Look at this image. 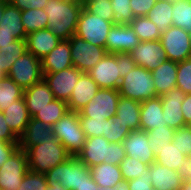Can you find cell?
Here are the masks:
<instances>
[{
	"mask_svg": "<svg viewBox=\"0 0 191 190\" xmlns=\"http://www.w3.org/2000/svg\"><path fill=\"white\" fill-rule=\"evenodd\" d=\"M114 24L96 14H90L84 8L81 11L75 35L83 40L105 48L106 38Z\"/></svg>",
	"mask_w": 191,
	"mask_h": 190,
	"instance_id": "obj_9",
	"label": "cell"
},
{
	"mask_svg": "<svg viewBox=\"0 0 191 190\" xmlns=\"http://www.w3.org/2000/svg\"><path fill=\"white\" fill-rule=\"evenodd\" d=\"M172 143L182 150L184 155L191 157V126L186 125L175 130Z\"/></svg>",
	"mask_w": 191,
	"mask_h": 190,
	"instance_id": "obj_45",
	"label": "cell"
},
{
	"mask_svg": "<svg viewBox=\"0 0 191 190\" xmlns=\"http://www.w3.org/2000/svg\"><path fill=\"white\" fill-rule=\"evenodd\" d=\"M178 172L183 176L184 180L191 182V157L184 159Z\"/></svg>",
	"mask_w": 191,
	"mask_h": 190,
	"instance_id": "obj_54",
	"label": "cell"
},
{
	"mask_svg": "<svg viewBox=\"0 0 191 190\" xmlns=\"http://www.w3.org/2000/svg\"><path fill=\"white\" fill-rule=\"evenodd\" d=\"M24 90L19 87L11 78L6 76L0 80V111L23 98Z\"/></svg>",
	"mask_w": 191,
	"mask_h": 190,
	"instance_id": "obj_37",
	"label": "cell"
},
{
	"mask_svg": "<svg viewBox=\"0 0 191 190\" xmlns=\"http://www.w3.org/2000/svg\"><path fill=\"white\" fill-rule=\"evenodd\" d=\"M126 155L151 165L155 162L154 150L148 145V134L144 130L131 131L122 142Z\"/></svg>",
	"mask_w": 191,
	"mask_h": 190,
	"instance_id": "obj_18",
	"label": "cell"
},
{
	"mask_svg": "<svg viewBox=\"0 0 191 190\" xmlns=\"http://www.w3.org/2000/svg\"><path fill=\"white\" fill-rule=\"evenodd\" d=\"M130 132L131 130L127 124H123L115 115L113 118L106 119V129L103 137L110 143H122Z\"/></svg>",
	"mask_w": 191,
	"mask_h": 190,
	"instance_id": "obj_40",
	"label": "cell"
},
{
	"mask_svg": "<svg viewBox=\"0 0 191 190\" xmlns=\"http://www.w3.org/2000/svg\"><path fill=\"white\" fill-rule=\"evenodd\" d=\"M47 190H66L60 184L49 185Z\"/></svg>",
	"mask_w": 191,
	"mask_h": 190,
	"instance_id": "obj_58",
	"label": "cell"
},
{
	"mask_svg": "<svg viewBox=\"0 0 191 190\" xmlns=\"http://www.w3.org/2000/svg\"><path fill=\"white\" fill-rule=\"evenodd\" d=\"M146 132L148 134V145L154 150V148H161L170 144L175 130L165 124L164 126L155 127Z\"/></svg>",
	"mask_w": 191,
	"mask_h": 190,
	"instance_id": "obj_41",
	"label": "cell"
},
{
	"mask_svg": "<svg viewBox=\"0 0 191 190\" xmlns=\"http://www.w3.org/2000/svg\"><path fill=\"white\" fill-rule=\"evenodd\" d=\"M80 126L86 138L103 136L106 129V120H97L90 117H79Z\"/></svg>",
	"mask_w": 191,
	"mask_h": 190,
	"instance_id": "obj_47",
	"label": "cell"
},
{
	"mask_svg": "<svg viewBox=\"0 0 191 190\" xmlns=\"http://www.w3.org/2000/svg\"><path fill=\"white\" fill-rule=\"evenodd\" d=\"M141 41L129 24H114L106 38L107 53H130Z\"/></svg>",
	"mask_w": 191,
	"mask_h": 190,
	"instance_id": "obj_16",
	"label": "cell"
},
{
	"mask_svg": "<svg viewBox=\"0 0 191 190\" xmlns=\"http://www.w3.org/2000/svg\"><path fill=\"white\" fill-rule=\"evenodd\" d=\"M166 1H168L169 3L174 4V3H177V2H180V1H183V0H166Z\"/></svg>",
	"mask_w": 191,
	"mask_h": 190,
	"instance_id": "obj_62",
	"label": "cell"
},
{
	"mask_svg": "<svg viewBox=\"0 0 191 190\" xmlns=\"http://www.w3.org/2000/svg\"><path fill=\"white\" fill-rule=\"evenodd\" d=\"M152 186L159 190H181L184 178L175 170L154 162L149 166Z\"/></svg>",
	"mask_w": 191,
	"mask_h": 190,
	"instance_id": "obj_21",
	"label": "cell"
},
{
	"mask_svg": "<svg viewBox=\"0 0 191 190\" xmlns=\"http://www.w3.org/2000/svg\"><path fill=\"white\" fill-rule=\"evenodd\" d=\"M149 166L150 165L142 162L140 159L129 156H126L119 164L123 180L126 181L140 177L143 172L148 171Z\"/></svg>",
	"mask_w": 191,
	"mask_h": 190,
	"instance_id": "obj_39",
	"label": "cell"
},
{
	"mask_svg": "<svg viewBox=\"0 0 191 190\" xmlns=\"http://www.w3.org/2000/svg\"><path fill=\"white\" fill-rule=\"evenodd\" d=\"M129 54L137 66L144 67L150 72L158 68L162 61L167 60L160 40L141 41Z\"/></svg>",
	"mask_w": 191,
	"mask_h": 190,
	"instance_id": "obj_15",
	"label": "cell"
},
{
	"mask_svg": "<svg viewBox=\"0 0 191 190\" xmlns=\"http://www.w3.org/2000/svg\"><path fill=\"white\" fill-rule=\"evenodd\" d=\"M11 0H0L2 3H10Z\"/></svg>",
	"mask_w": 191,
	"mask_h": 190,
	"instance_id": "obj_63",
	"label": "cell"
},
{
	"mask_svg": "<svg viewBox=\"0 0 191 190\" xmlns=\"http://www.w3.org/2000/svg\"><path fill=\"white\" fill-rule=\"evenodd\" d=\"M83 9V0H48L44 8L49 29L61 40H68L77 28L79 16Z\"/></svg>",
	"mask_w": 191,
	"mask_h": 190,
	"instance_id": "obj_1",
	"label": "cell"
},
{
	"mask_svg": "<svg viewBox=\"0 0 191 190\" xmlns=\"http://www.w3.org/2000/svg\"><path fill=\"white\" fill-rule=\"evenodd\" d=\"M0 140L9 143H19V138L9 128L2 111H0Z\"/></svg>",
	"mask_w": 191,
	"mask_h": 190,
	"instance_id": "obj_51",
	"label": "cell"
},
{
	"mask_svg": "<svg viewBox=\"0 0 191 190\" xmlns=\"http://www.w3.org/2000/svg\"><path fill=\"white\" fill-rule=\"evenodd\" d=\"M91 177L97 185L112 187L123 180L119 165L101 163L90 167Z\"/></svg>",
	"mask_w": 191,
	"mask_h": 190,
	"instance_id": "obj_30",
	"label": "cell"
},
{
	"mask_svg": "<svg viewBox=\"0 0 191 190\" xmlns=\"http://www.w3.org/2000/svg\"><path fill=\"white\" fill-rule=\"evenodd\" d=\"M173 26L191 31V0H183L173 4Z\"/></svg>",
	"mask_w": 191,
	"mask_h": 190,
	"instance_id": "obj_38",
	"label": "cell"
},
{
	"mask_svg": "<svg viewBox=\"0 0 191 190\" xmlns=\"http://www.w3.org/2000/svg\"><path fill=\"white\" fill-rule=\"evenodd\" d=\"M0 34L12 35L15 39H26L27 35L21 21V11L11 3H5L1 17Z\"/></svg>",
	"mask_w": 191,
	"mask_h": 190,
	"instance_id": "obj_28",
	"label": "cell"
},
{
	"mask_svg": "<svg viewBox=\"0 0 191 190\" xmlns=\"http://www.w3.org/2000/svg\"><path fill=\"white\" fill-rule=\"evenodd\" d=\"M45 174L28 171L24 176L18 190H47L48 188Z\"/></svg>",
	"mask_w": 191,
	"mask_h": 190,
	"instance_id": "obj_46",
	"label": "cell"
},
{
	"mask_svg": "<svg viewBox=\"0 0 191 190\" xmlns=\"http://www.w3.org/2000/svg\"><path fill=\"white\" fill-rule=\"evenodd\" d=\"M28 171L26 151L18 148L0 167V190H18Z\"/></svg>",
	"mask_w": 191,
	"mask_h": 190,
	"instance_id": "obj_13",
	"label": "cell"
},
{
	"mask_svg": "<svg viewBox=\"0 0 191 190\" xmlns=\"http://www.w3.org/2000/svg\"><path fill=\"white\" fill-rule=\"evenodd\" d=\"M81 74V71L72 66L60 72L45 73L43 79L49 85L55 99L68 102Z\"/></svg>",
	"mask_w": 191,
	"mask_h": 190,
	"instance_id": "obj_14",
	"label": "cell"
},
{
	"mask_svg": "<svg viewBox=\"0 0 191 190\" xmlns=\"http://www.w3.org/2000/svg\"><path fill=\"white\" fill-rule=\"evenodd\" d=\"M156 1L157 0H130L132 14L134 17L147 16Z\"/></svg>",
	"mask_w": 191,
	"mask_h": 190,
	"instance_id": "obj_48",
	"label": "cell"
},
{
	"mask_svg": "<svg viewBox=\"0 0 191 190\" xmlns=\"http://www.w3.org/2000/svg\"><path fill=\"white\" fill-rule=\"evenodd\" d=\"M7 75L5 74V67L1 66V62H0V80L5 78Z\"/></svg>",
	"mask_w": 191,
	"mask_h": 190,
	"instance_id": "obj_60",
	"label": "cell"
},
{
	"mask_svg": "<svg viewBox=\"0 0 191 190\" xmlns=\"http://www.w3.org/2000/svg\"><path fill=\"white\" fill-rule=\"evenodd\" d=\"M68 40H60L49 54L41 59L43 75L45 73L60 72L73 66Z\"/></svg>",
	"mask_w": 191,
	"mask_h": 190,
	"instance_id": "obj_20",
	"label": "cell"
},
{
	"mask_svg": "<svg viewBox=\"0 0 191 190\" xmlns=\"http://www.w3.org/2000/svg\"><path fill=\"white\" fill-rule=\"evenodd\" d=\"M173 4L166 0H157L155 5L149 10L147 18L155 23L161 33L173 26L172 20Z\"/></svg>",
	"mask_w": 191,
	"mask_h": 190,
	"instance_id": "obj_32",
	"label": "cell"
},
{
	"mask_svg": "<svg viewBox=\"0 0 191 190\" xmlns=\"http://www.w3.org/2000/svg\"><path fill=\"white\" fill-rule=\"evenodd\" d=\"M60 40L49 29L31 32L26 37L27 51L41 60L57 46Z\"/></svg>",
	"mask_w": 191,
	"mask_h": 190,
	"instance_id": "obj_24",
	"label": "cell"
},
{
	"mask_svg": "<svg viewBox=\"0 0 191 190\" xmlns=\"http://www.w3.org/2000/svg\"><path fill=\"white\" fill-rule=\"evenodd\" d=\"M83 8L90 14L112 22L114 13L110 0H83Z\"/></svg>",
	"mask_w": 191,
	"mask_h": 190,
	"instance_id": "obj_43",
	"label": "cell"
},
{
	"mask_svg": "<svg viewBox=\"0 0 191 190\" xmlns=\"http://www.w3.org/2000/svg\"><path fill=\"white\" fill-rule=\"evenodd\" d=\"M26 154L29 170L40 174H46L71 157L57 137L44 139L42 144L30 147Z\"/></svg>",
	"mask_w": 191,
	"mask_h": 190,
	"instance_id": "obj_4",
	"label": "cell"
},
{
	"mask_svg": "<svg viewBox=\"0 0 191 190\" xmlns=\"http://www.w3.org/2000/svg\"><path fill=\"white\" fill-rule=\"evenodd\" d=\"M7 76L25 90L43 80L41 60L27 51L14 62Z\"/></svg>",
	"mask_w": 191,
	"mask_h": 190,
	"instance_id": "obj_8",
	"label": "cell"
},
{
	"mask_svg": "<svg viewBox=\"0 0 191 190\" xmlns=\"http://www.w3.org/2000/svg\"><path fill=\"white\" fill-rule=\"evenodd\" d=\"M126 156L122 143H110L103 136H95L86 138L76 158L90 168L103 162L119 165Z\"/></svg>",
	"mask_w": 191,
	"mask_h": 190,
	"instance_id": "obj_3",
	"label": "cell"
},
{
	"mask_svg": "<svg viewBox=\"0 0 191 190\" xmlns=\"http://www.w3.org/2000/svg\"><path fill=\"white\" fill-rule=\"evenodd\" d=\"M55 137L53 126L31 117L24 134L19 138V148L27 151L32 146L42 144L44 139Z\"/></svg>",
	"mask_w": 191,
	"mask_h": 190,
	"instance_id": "obj_22",
	"label": "cell"
},
{
	"mask_svg": "<svg viewBox=\"0 0 191 190\" xmlns=\"http://www.w3.org/2000/svg\"><path fill=\"white\" fill-rule=\"evenodd\" d=\"M181 190H191V182L184 180Z\"/></svg>",
	"mask_w": 191,
	"mask_h": 190,
	"instance_id": "obj_59",
	"label": "cell"
},
{
	"mask_svg": "<svg viewBox=\"0 0 191 190\" xmlns=\"http://www.w3.org/2000/svg\"><path fill=\"white\" fill-rule=\"evenodd\" d=\"M76 190H99L97 188L96 182L92 179V177L84 182L81 186H79Z\"/></svg>",
	"mask_w": 191,
	"mask_h": 190,
	"instance_id": "obj_56",
	"label": "cell"
},
{
	"mask_svg": "<svg viewBox=\"0 0 191 190\" xmlns=\"http://www.w3.org/2000/svg\"><path fill=\"white\" fill-rule=\"evenodd\" d=\"M176 87L191 94V58L177 63Z\"/></svg>",
	"mask_w": 191,
	"mask_h": 190,
	"instance_id": "obj_44",
	"label": "cell"
},
{
	"mask_svg": "<svg viewBox=\"0 0 191 190\" xmlns=\"http://www.w3.org/2000/svg\"><path fill=\"white\" fill-rule=\"evenodd\" d=\"M99 87L88 73H82L69 98V111L79 112L96 95Z\"/></svg>",
	"mask_w": 191,
	"mask_h": 190,
	"instance_id": "obj_19",
	"label": "cell"
},
{
	"mask_svg": "<svg viewBox=\"0 0 191 190\" xmlns=\"http://www.w3.org/2000/svg\"><path fill=\"white\" fill-rule=\"evenodd\" d=\"M53 133L71 156L76 157L85 145L86 136L78 112H67L53 125Z\"/></svg>",
	"mask_w": 191,
	"mask_h": 190,
	"instance_id": "obj_7",
	"label": "cell"
},
{
	"mask_svg": "<svg viewBox=\"0 0 191 190\" xmlns=\"http://www.w3.org/2000/svg\"><path fill=\"white\" fill-rule=\"evenodd\" d=\"M129 25L135 31L140 41H156L160 39L161 31L147 16L135 17Z\"/></svg>",
	"mask_w": 191,
	"mask_h": 190,
	"instance_id": "obj_34",
	"label": "cell"
},
{
	"mask_svg": "<svg viewBox=\"0 0 191 190\" xmlns=\"http://www.w3.org/2000/svg\"><path fill=\"white\" fill-rule=\"evenodd\" d=\"M44 9H27L21 11V21L26 35L42 29H47L48 19Z\"/></svg>",
	"mask_w": 191,
	"mask_h": 190,
	"instance_id": "obj_36",
	"label": "cell"
},
{
	"mask_svg": "<svg viewBox=\"0 0 191 190\" xmlns=\"http://www.w3.org/2000/svg\"><path fill=\"white\" fill-rule=\"evenodd\" d=\"M2 112L11 131L20 138L24 134L31 118L24 98L12 103Z\"/></svg>",
	"mask_w": 191,
	"mask_h": 190,
	"instance_id": "obj_26",
	"label": "cell"
},
{
	"mask_svg": "<svg viewBox=\"0 0 191 190\" xmlns=\"http://www.w3.org/2000/svg\"><path fill=\"white\" fill-rule=\"evenodd\" d=\"M155 90L158 96L176 88L177 62L171 60L162 61L161 65L151 71Z\"/></svg>",
	"mask_w": 191,
	"mask_h": 190,
	"instance_id": "obj_27",
	"label": "cell"
},
{
	"mask_svg": "<svg viewBox=\"0 0 191 190\" xmlns=\"http://www.w3.org/2000/svg\"><path fill=\"white\" fill-rule=\"evenodd\" d=\"M136 66L129 53H107L87 73L99 88L118 90L121 79Z\"/></svg>",
	"mask_w": 191,
	"mask_h": 190,
	"instance_id": "obj_2",
	"label": "cell"
},
{
	"mask_svg": "<svg viewBox=\"0 0 191 190\" xmlns=\"http://www.w3.org/2000/svg\"><path fill=\"white\" fill-rule=\"evenodd\" d=\"M4 9H5V3L0 2V24H1V19H2L1 17L3 15Z\"/></svg>",
	"mask_w": 191,
	"mask_h": 190,
	"instance_id": "obj_61",
	"label": "cell"
},
{
	"mask_svg": "<svg viewBox=\"0 0 191 190\" xmlns=\"http://www.w3.org/2000/svg\"><path fill=\"white\" fill-rule=\"evenodd\" d=\"M130 190H153L151 181V174L149 171L143 172V174L133 180H128Z\"/></svg>",
	"mask_w": 191,
	"mask_h": 190,
	"instance_id": "obj_49",
	"label": "cell"
},
{
	"mask_svg": "<svg viewBox=\"0 0 191 190\" xmlns=\"http://www.w3.org/2000/svg\"><path fill=\"white\" fill-rule=\"evenodd\" d=\"M141 102L120 96L117 104L116 116L123 124H127L131 131L139 130Z\"/></svg>",
	"mask_w": 191,
	"mask_h": 190,
	"instance_id": "obj_29",
	"label": "cell"
},
{
	"mask_svg": "<svg viewBox=\"0 0 191 190\" xmlns=\"http://www.w3.org/2000/svg\"><path fill=\"white\" fill-rule=\"evenodd\" d=\"M73 66L82 73L89 72L106 54L104 47L93 45L73 35L69 39Z\"/></svg>",
	"mask_w": 191,
	"mask_h": 190,
	"instance_id": "obj_11",
	"label": "cell"
},
{
	"mask_svg": "<svg viewBox=\"0 0 191 190\" xmlns=\"http://www.w3.org/2000/svg\"><path fill=\"white\" fill-rule=\"evenodd\" d=\"M120 94L116 89L99 88L96 95L78 113L79 117L106 120L116 115Z\"/></svg>",
	"mask_w": 191,
	"mask_h": 190,
	"instance_id": "obj_10",
	"label": "cell"
},
{
	"mask_svg": "<svg viewBox=\"0 0 191 190\" xmlns=\"http://www.w3.org/2000/svg\"><path fill=\"white\" fill-rule=\"evenodd\" d=\"M110 2L114 13L113 24L127 25L135 18L131 11L130 0H110Z\"/></svg>",
	"mask_w": 191,
	"mask_h": 190,
	"instance_id": "obj_42",
	"label": "cell"
},
{
	"mask_svg": "<svg viewBox=\"0 0 191 190\" xmlns=\"http://www.w3.org/2000/svg\"><path fill=\"white\" fill-rule=\"evenodd\" d=\"M48 0H11L10 3L20 11L27 9H44Z\"/></svg>",
	"mask_w": 191,
	"mask_h": 190,
	"instance_id": "obj_50",
	"label": "cell"
},
{
	"mask_svg": "<svg viewBox=\"0 0 191 190\" xmlns=\"http://www.w3.org/2000/svg\"><path fill=\"white\" fill-rule=\"evenodd\" d=\"M15 40L17 39H15L12 35L0 34V47L10 45V43H13Z\"/></svg>",
	"mask_w": 191,
	"mask_h": 190,
	"instance_id": "obj_57",
	"label": "cell"
},
{
	"mask_svg": "<svg viewBox=\"0 0 191 190\" xmlns=\"http://www.w3.org/2000/svg\"><path fill=\"white\" fill-rule=\"evenodd\" d=\"M155 162L166 166L169 169L178 171L186 155L176 145L170 144L165 145L161 148H154Z\"/></svg>",
	"mask_w": 191,
	"mask_h": 190,
	"instance_id": "obj_31",
	"label": "cell"
},
{
	"mask_svg": "<svg viewBox=\"0 0 191 190\" xmlns=\"http://www.w3.org/2000/svg\"><path fill=\"white\" fill-rule=\"evenodd\" d=\"M97 188L99 190H130L129 185H128V181H126V180H122L120 182H117L112 187H109V186L106 187V186L97 185Z\"/></svg>",
	"mask_w": 191,
	"mask_h": 190,
	"instance_id": "obj_55",
	"label": "cell"
},
{
	"mask_svg": "<svg viewBox=\"0 0 191 190\" xmlns=\"http://www.w3.org/2000/svg\"><path fill=\"white\" fill-rule=\"evenodd\" d=\"M160 96L141 102L140 130L148 131L165 125Z\"/></svg>",
	"mask_w": 191,
	"mask_h": 190,
	"instance_id": "obj_25",
	"label": "cell"
},
{
	"mask_svg": "<svg viewBox=\"0 0 191 190\" xmlns=\"http://www.w3.org/2000/svg\"><path fill=\"white\" fill-rule=\"evenodd\" d=\"M19 148V143H9L0 140V167Z\"/></svg>",
	"mask_w": 191,
	"mask_h": 190,
	"instance_id": "obj_52",
	"label": "cell"
},
{
	"mask_svg": "<svg viewBox=\"0 0 191 190\" xmlns=\"http://www.w3.org/2000/svg\"><path fill=\"white\" fill-rule=\"evenodd\" d=\"M185 97L186 94L177 87L160 96L165 124L174 130L185 126L181 110L182 102Z\"/></svg>",
	"mask_w": 191,
	"mask_h": 190,
	"instance_id": "obj_17",
	"label": "cell"
},
{
	"mask_svg": "<svg viewBox=\"0 0 191 190\" xmlns=\"http://www.w3.org/2000/svg\"><path fill=\"white\" fill-rule=\"evenodd\" d=\"M47 184H60L66 190H76L91 178L90 168L76 157L71 156L63 163L48 170Z\"/></svg>",
	"mask_w": 191,
	"mask_h": 190,
	"instance_id": "obj_5",
	"label": "cell"
},
{
	"mask_svg": "<svg viewBox=\"0 0 191 190\" xmlns=\"http://www.w3.org/2000/svg\"><path fill=\"white\" fill-rule=\"evenodd\" d=\"M118 92L138 102L158 96L151 72L141 66H136L121 79Z\"/></svg>",
	"mask_w": 191,
	"mask_h": 190,
	"instance_id": "obj_6",
	"label": "cell"
},
{
	"mask_svg": "<svg viewBox=\"0 0 191 190\" xmlns=\"http://www.w3.org/2000/svg\"><path fill=\"white\" fill-rule=\"evenodd\" d=\"M159 40L166 52L167 60L178 63L191 58V40L188 31L170 26L161 34Z\"/></svg>",
	"mask_w": 191,
	"mask_h": 190,
	"instance_id": "obj_12",
	"label": "cell"
},
{
	"mask_svg": "<svg viewBox=\"0 0 191 190\" xmlns=\"http://www.w3.org/2000/svg\"><path fill=\"white\" fill-rule=\"evenodd\" d=\"M67 112H69L67 102L55 99L38 111L33 118L53 126Z\"/></svg>",
	"mask_w": 191,
	"mask_h": 190,
	"instance_id": "obj_33",
	"label": "cell"
},
{
	"mask_svg": "<svg viewBox=\"0 0 191 190\" xmlns=\"http://www.w3.org/2000/svg\"><path fill=\"white\" fill-rule=\"evenodd\" d=\"M25 52H27L26 39H17L10 45L0 47V62L1 66L5 67V74L9 72L14 62Z\"/></svg>",
	"mask_w": 191,
	"mask_h": 190,
	"instance_id": "obj_35",
	"label": "cell"
},
{
	"mask_svg": "<svg viewBox=\"0 0 191 190\" xmlns=\"http://www.w3.org/2000/svg\"><path fill=\"white\" fill-rule=\"evenodd\" d=\"M181 110L183 113L185 126H191V94H186V97L182 102Z\"/></svg>",
	"mask_w": 191,
	"mask_h": 190,
	"instance_id": "obj_53",
	"label": "cell"
},
{
	"mask_svg": "<svg viewBox=\"0 0 191 190\" xmlns=\"http://www.w3.org/2000/svg\"><path fill=\"white\" fill-rule=\"evenodd\" d=\"M23 98L30 117H33L38 111L46 107L48 103L55 100L49 85L44 79L25 89Z\"/></svg>",
	"mask_w": 191,
	"mask_h": 190,
	"instance_id": "obj_23",
	"label": "cell"
}]
</instances>
